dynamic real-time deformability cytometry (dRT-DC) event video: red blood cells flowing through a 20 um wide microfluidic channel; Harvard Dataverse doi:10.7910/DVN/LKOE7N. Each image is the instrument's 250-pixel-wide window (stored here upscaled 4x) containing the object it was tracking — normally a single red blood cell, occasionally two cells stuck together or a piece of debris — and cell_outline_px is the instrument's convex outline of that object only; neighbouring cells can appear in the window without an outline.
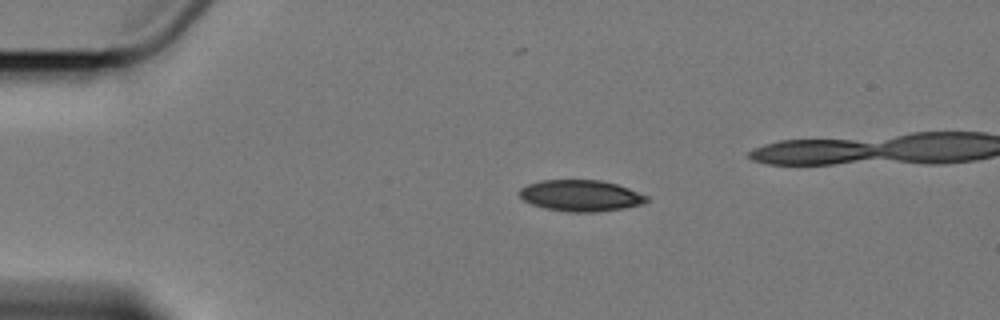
{"species": "Egyptian fruit bat (a non-hibernating species)", "species_latin": "Rousettus aegyptiacus", "temperature_condition": "cold", "stored_images_in_passage": 3, "camera_frame_rate_fps": 3000, "um_per_image_px": 0.085, "animal": {"sex": "female"}, "frame": {"image": 1, "passage_image": 1, "time_ms": 0.0, "image_size_px": [1000, 320], "cell_outline_px": [[648, 200], [644, 204], [624, 208], [596, 212], [568, 212], [544, 208], [532, 204], [524, 200], [520, 196], [520, 188], [528, 184], [540, 180], [600, 180], [616, 184], [628, 188], [648, 196]], "centroid_in_image_um": [49.37, 16.63], "position_along_channel_um": 35.6, "area_um2": 23.18}}